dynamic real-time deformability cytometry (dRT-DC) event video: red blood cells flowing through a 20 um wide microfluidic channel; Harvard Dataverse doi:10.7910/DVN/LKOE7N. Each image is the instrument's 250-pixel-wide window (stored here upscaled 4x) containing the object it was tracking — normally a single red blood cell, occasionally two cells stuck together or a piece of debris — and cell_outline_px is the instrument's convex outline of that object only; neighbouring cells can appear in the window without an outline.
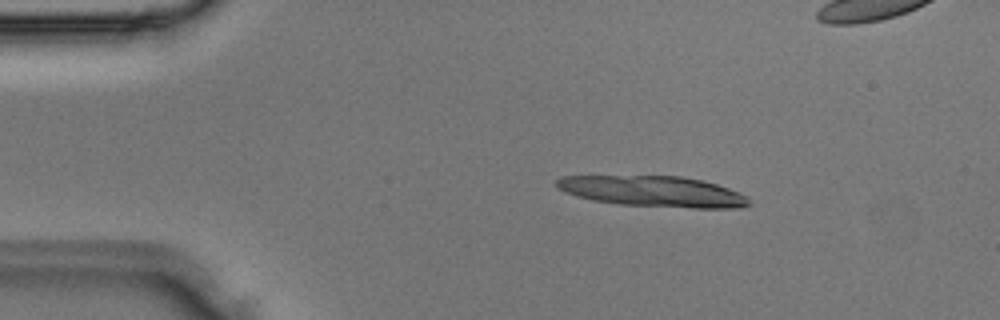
{"species": "Egyptian fruit bat (a non-hibernating species)", "species_latin": "Rousettus aegyptiacus", "temperature_condition": "room temperature", "stored_images_in_passage": 4, "camera_frame_rate_fps": 3000, "um_per_image_px": 0.085, "animal": {"sex": "male"}, "frame": {"image": 1, "passage_image": 2, "time_ms": 0.333, "image_size_px": [1000, 320], "cell_outline_px": [[752, 204], [740, 208], [692, 208], [620, 204], [592, 200], [576, 196], [564, 192], [556, 184], [556, 180], [560, 176], [680, 176], [700, 180], [716, 184], [728, 188], [744, 196]], "centroid_in_image_um": [55.49, 16.27], "position_along_channel_um": 29.5, "area_um2": 34.22}}